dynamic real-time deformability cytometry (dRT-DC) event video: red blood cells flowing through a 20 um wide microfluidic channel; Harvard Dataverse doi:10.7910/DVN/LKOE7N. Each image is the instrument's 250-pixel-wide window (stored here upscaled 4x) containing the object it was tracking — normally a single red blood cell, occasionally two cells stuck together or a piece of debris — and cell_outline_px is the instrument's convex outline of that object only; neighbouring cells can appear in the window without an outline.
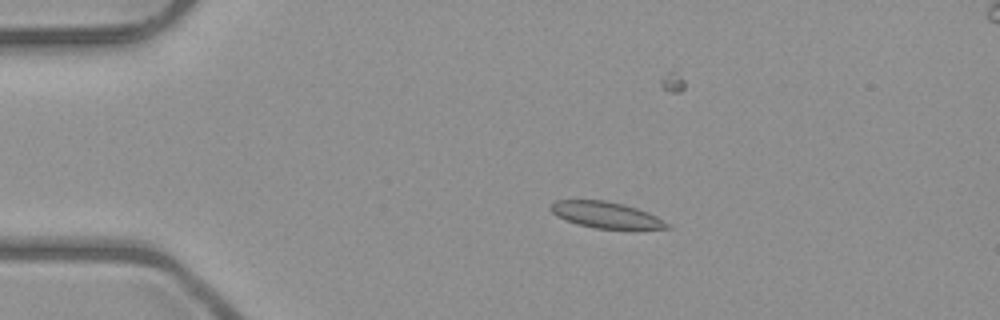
{"species": "common noctule bat (a hibernating species)", "species_latin": "Nyctalus noctula", "temperature_condition": "room temperature", "stored_images_in_passage": 9, "camera_frame_rate_fps": 3000, "um_per_image_px": 0.085, "animal": {"sex": "male", "body_mass_g": 23.1, "forearm_length_mm": 52.7}, "frame": {"image": 1, "passage_image": 3, "time_ms": 2.333, "image_size_px": [1000, 320], "cell_outline_px": [[672, 228], [596, 228], [576, 224], [556, 216], [548, 208], [556, 200], [604, 200], [624, 204], [648, 212], [672, 224]], "centroid_in_image_um": [51.5, 18.26], "position_along_channel_um": 33.5, "area_um2": 17.69}}
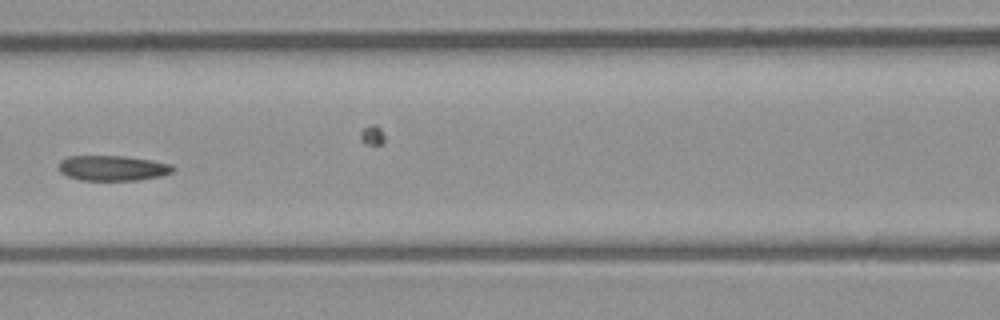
{"frame": {"image": 2, "passage_image": 6, "time_ms": 6.667, "image_size_px": [1000, 320], "cell_outline_px": [[176, 168], [172, 172], [160, 176], [140, 180], [80, 180], [68, 176], [60, 172], [60, 160], [68, 156], [124, 156], [152, 160], [172, 164]], "centroid_in_image_um": [9.61, 14.28], "position_along_channel_um": 157.0, "area_um2": 16.82}}